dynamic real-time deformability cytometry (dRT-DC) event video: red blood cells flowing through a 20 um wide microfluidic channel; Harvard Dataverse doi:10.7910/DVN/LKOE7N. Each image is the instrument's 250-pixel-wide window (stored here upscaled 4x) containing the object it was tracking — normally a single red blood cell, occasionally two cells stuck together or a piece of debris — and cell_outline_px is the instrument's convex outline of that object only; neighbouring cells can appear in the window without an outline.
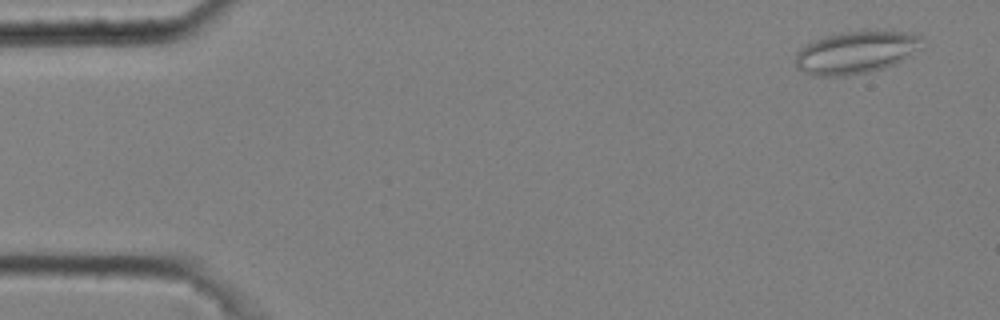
{"species": "common noctule bat (a hibernating species)", "species_latin": "Nyctalus noctula", "temperature_condition": "cold", "stored_images_in_passage": 3, "camera_frame_rate_fps": 3000, "um_per_image_px": 0.085, "animal": {"sex": "male", "body_mass_g": 20.4}, "frame": {"image": 1, "passage_image": 1, "time_ms": 0.0, "image_size_px": [1000, 320], "cell_outline_px": [[924, 48], [896, 64], [884, 68], [868, 72], [848, 76], [812, 76], [796, 68], [796, 52], [800, 48], [824, 36], [844, 32], [912, 32], [924, 36]], "centroid_in_image_um": [72.82, 4.47], "position_along_channel_um": 12.2, "area_um2": 31.62}}